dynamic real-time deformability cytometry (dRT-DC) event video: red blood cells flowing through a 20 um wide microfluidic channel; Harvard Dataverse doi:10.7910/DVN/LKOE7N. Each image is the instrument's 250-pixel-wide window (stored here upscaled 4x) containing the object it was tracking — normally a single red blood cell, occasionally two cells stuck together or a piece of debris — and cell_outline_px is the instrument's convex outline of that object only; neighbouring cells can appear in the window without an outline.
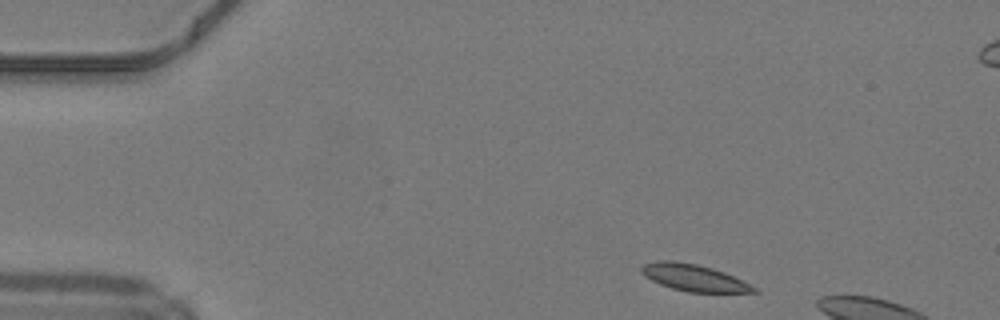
{"species": "common noctule bat (a hibernating species)", "species_latin": "Nyctalus noctula", "temperature_condition": "warm", "stored_images_in_passage": 6, "camera_frame_rate_fps": 3000, "um_per_image_px": 0.085, "animal": {"sex": "male", "body_mass_g": 19.2, "forearm_length_mm": 51.8}, "frame": {"image": 1, "passage_image": 1, "time_ms": 0.0, "image_size_px": [1000, 320], "cell_outline_px": [[760, 292], [688, 292], [672, 288], [660, 284], [644, 276], [640, 272], [640, 268], [644, 264], [656, 260], [672, 260], [696, 264], [712, 268], [724, 272], [756, 288]], "centroid_in_image_um": [58.91, 23.59], "position_along_channel_um": 26.1, "area_um2": 17.34}}